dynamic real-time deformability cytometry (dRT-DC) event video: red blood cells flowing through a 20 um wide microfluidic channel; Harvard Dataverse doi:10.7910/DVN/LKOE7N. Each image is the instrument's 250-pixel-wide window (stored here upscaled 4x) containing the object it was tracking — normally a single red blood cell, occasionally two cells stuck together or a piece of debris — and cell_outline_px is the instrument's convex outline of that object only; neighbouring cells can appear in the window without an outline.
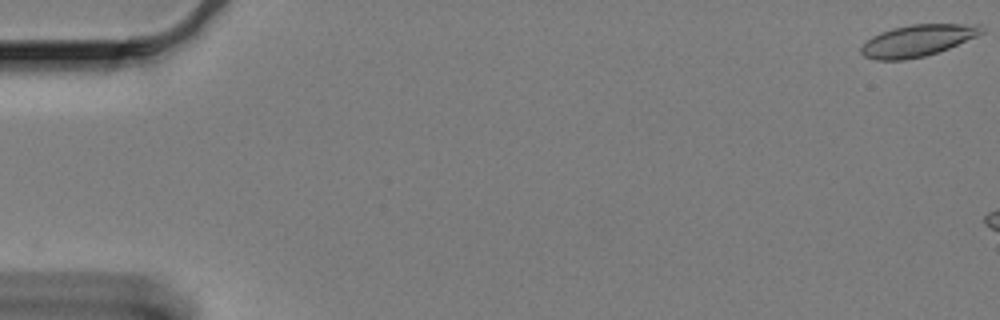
{"species": "Egyptian fruit bat (a non-hibernating species)", "species_latin": "Rousettus aegyptiacus", "temperature_condition": "cold", "stored_images_in_passage": 12, "camera_frame_rate_fps": 3000, "um_per_image_px": 0.085, "animal": {"sex": "female"}, "frame": {"image": 1, "passage_image": 1, "time_ms": 0.0, "image_size_px": [1000, 320], "cell_outline_px": [[984, 32], [976, 36], [948, 48], [924, 56], [904, 60], [876, 60], [864, 56], [860, 52], [860, 48], [872, 36], [880, 32], [892, 28], [908, 24], [980, 24], [984, 28]], "centroid_in_image_um": [77.97, 3.44], "position_along_channel_um": 7.0, "area_um2": 22.14}}